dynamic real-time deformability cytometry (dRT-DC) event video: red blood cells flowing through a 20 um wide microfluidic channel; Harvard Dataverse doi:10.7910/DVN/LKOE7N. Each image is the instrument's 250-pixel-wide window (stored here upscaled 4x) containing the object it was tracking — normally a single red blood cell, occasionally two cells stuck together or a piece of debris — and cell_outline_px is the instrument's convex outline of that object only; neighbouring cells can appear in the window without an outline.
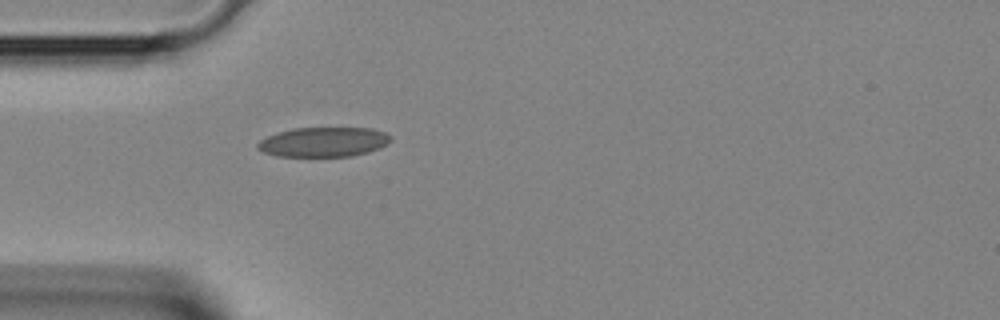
{"species": "Egyptian fruit bat (a non-hibernating species)", "species_latin": "Rousettus aegyptiacus", "temperature_condition": "room temperature", "stored_images_in_passage": 4, "camera_frame_rate_fps": 3000, "um_per_image_px": 0.085, "animal": {"sex": "female"}, "frame": {"image": 1, "passage_image": 4, "time_ms": 1.0, "image_size_px": [1000, 320], "cell_outline_px": [[392, 140], [388, 144], [380, 148], [368, 152], [352, 156], [276, 156], [264, 152], [256, 148], [256, 144], [260, 140], [268, 136], [292, 128], [372, 128], [384, 132], [392, 136]], "centroid_in_image_um": [27.53, 12.07], "position_along_channel_um": 57.5, "area_um2": 23.06}}